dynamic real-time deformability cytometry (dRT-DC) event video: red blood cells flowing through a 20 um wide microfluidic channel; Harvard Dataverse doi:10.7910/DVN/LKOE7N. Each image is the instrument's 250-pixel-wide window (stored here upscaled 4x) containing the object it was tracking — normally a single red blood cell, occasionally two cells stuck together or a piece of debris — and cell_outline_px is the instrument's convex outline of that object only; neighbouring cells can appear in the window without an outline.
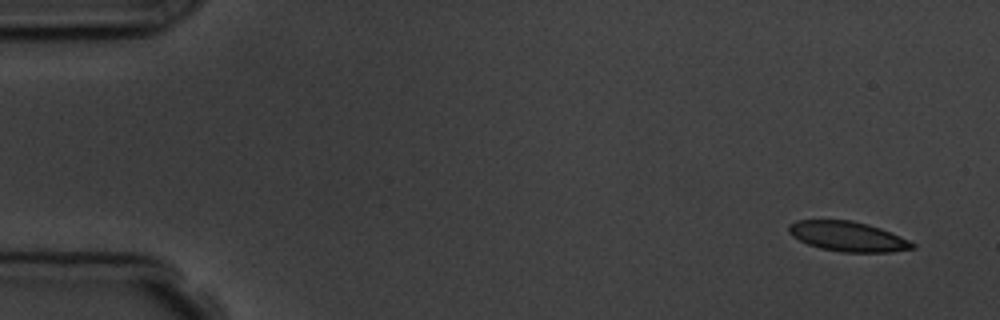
{"species": "common noctule bat (a hibernating species)", "species_latin": "Nyctalus noctula", "temperature_condition": "room temperature", "stored_images_in_passage": 5, "camera_frame_rate_fps": 3000, "um_per_image_px": 0.085, "animal": {"sex": "male", "body_mass_g": 19.5, "forearm_length_mm": 54.6}, "frame": {"image": 1, "passage_image": 1, "time_ms": 0.0, "image_size_px": [1000, 320], "cell_outline_px": [[916, 248], [892, 252], [840, 252], [820, 248], [808, 244], [792, 236], [788, 232], [788, 224], [796, 220], [852, 220], [868, 224], [880, 228], [900, 236], [916, 244]], "centroid_in_image_um": [72.06, 20.1], "position_along_channel_um": 12.9, "area_um2": 21.62}}
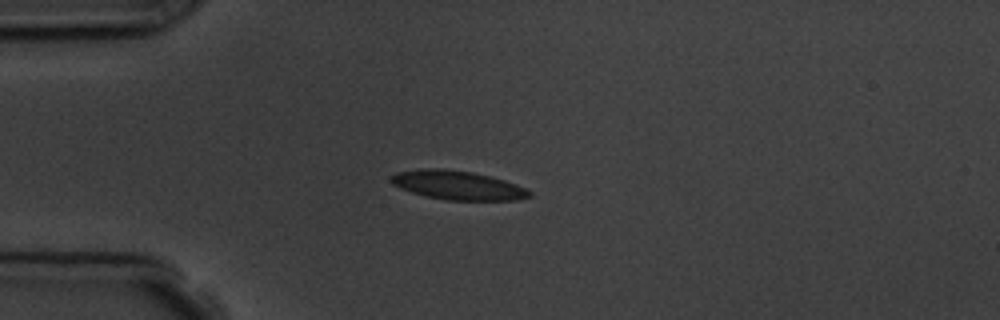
{"frame": {"image": 2, "passage_image": 4, "time_ms": 3.667, "image_size_px": [1000, 320], "cell_outline_px": [[532, 196], [516, 200], [444, 200], [424, 196], [400, 188], [392, 184], [388, 180], [396, 172], [428, 168], [444, 168], [472, 172], [504, 180], [516, 184], [532, 192]], "centroid_in_image_um": [38.88, 15.75], "position_along_channel_um": 46.1, "area_um2": 23.35}}